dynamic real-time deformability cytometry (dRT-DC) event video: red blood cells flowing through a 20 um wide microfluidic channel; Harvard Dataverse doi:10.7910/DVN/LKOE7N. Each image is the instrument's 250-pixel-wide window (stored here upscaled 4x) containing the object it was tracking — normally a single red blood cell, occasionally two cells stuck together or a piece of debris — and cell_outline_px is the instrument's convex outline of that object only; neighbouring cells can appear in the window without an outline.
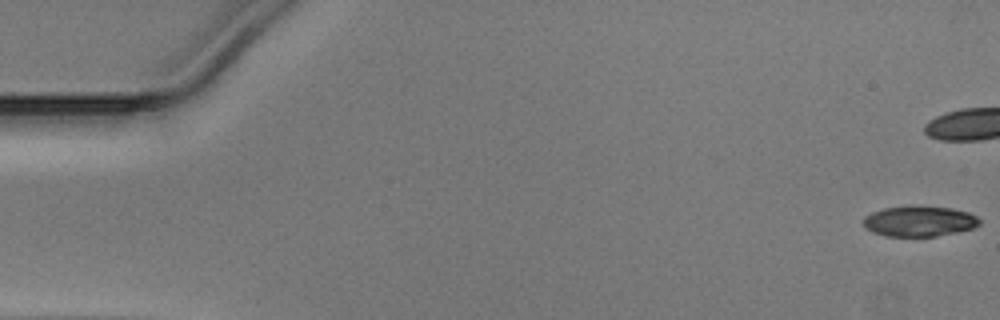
{"species": "Egyptian fruit bat (a non-hibernating species)", "species_latin": "Rousettus aegyptiacus", "temperature_condition": "warm", "stored_images_in_passage": 40, "camera_frame_rate_fps": 3000, "um_per_image_px": 0.085, "animal": {"sex": "male"}, "frame": {"image": 1, "passage_image": 1, "time_ms": 0.0, "image_size_px": [1000, 320], "cell_outline_px": [[980, 224], [972, 228], [960, 232], [936, 236], [884, 236], [872, 232], [864, 228], [864, 216], [872, 212], [884, 208], [908, 204], [916, 204], [952, 208], [968, 212], [976, 216], [980, 220]], "centroid_in_image_um": [78.12, 18.78], "position_along_channel_um": 6.9, "area_um2": 21.21}}
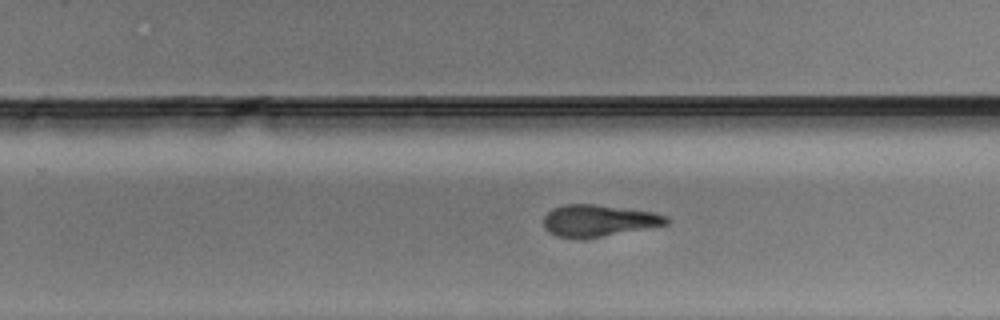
{"frame": {"image": 2, "passage_image": 32, "time_ms": 10.333, "image_size_px": [1000, 320], "cell_outline_px": [[672, 220], [668, 224], [580, 240], [556, 236], [548, 232], [544, 228], [544, 216], [552, 208], [564, 204], [596, 204], [652, 212], [668, 216]], "centroid_in_image_um": [50.84, 18.76], "position_along_channel_um": 279.0, "area_um2": 22.89}}
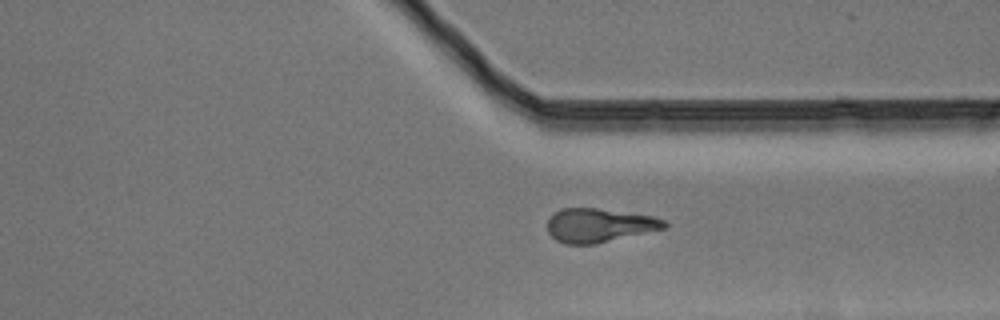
{"frame": {"image": 3, "passage_image": 38, "time_ms": 12.333, "image_size_px": [1000, 320], "cell_outline_px": [[668, 228], [596, 244], [564, 244], [556, 240], [548, 232], [548, 220], [560, 208], [596, 208], [652, 216], [664, 220], [668, 224]], "centroid_in_image_um": [50.95, 19.16], "position_along_channel_um": 360.4, "area_um2": 23.06}}